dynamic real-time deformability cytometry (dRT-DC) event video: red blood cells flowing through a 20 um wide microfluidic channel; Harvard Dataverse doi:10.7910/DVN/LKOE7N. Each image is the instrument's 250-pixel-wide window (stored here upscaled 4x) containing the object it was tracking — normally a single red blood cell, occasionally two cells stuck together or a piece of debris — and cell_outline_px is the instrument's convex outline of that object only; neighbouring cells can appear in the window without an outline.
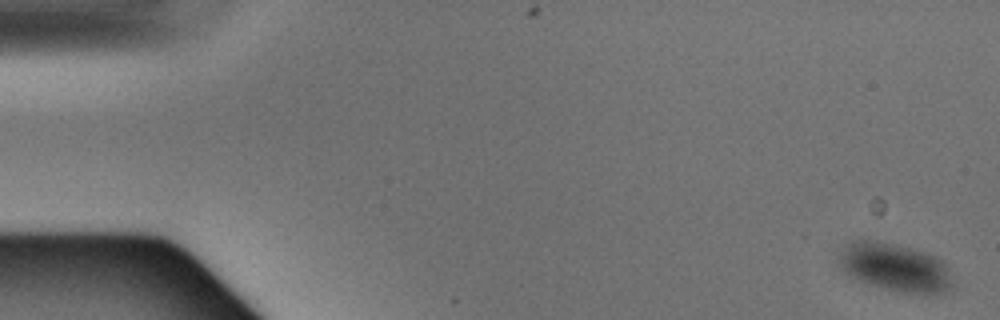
{"species": "Egyptian fruit bat (a non-hibernating species)", "species_latin": "Rousettus aegyptiacus", "temperature_condition": "warm", "stored_images_in_passage": 6, "camera_frame_rate_fps": 3000, "um_per_image_px": 0.085, "animal": {"sex": "male"}, "frame": {"image": 1, "passage_image": 1, "time_ms": 0.0, "image_size_px": [1000, 320], "cell_outline_px": [[952, 292], [928, 296], [900, 292], [868, 284], [856, 280], [844, 272], [840, 268], [836, 260], [836, 252], [844, 244], [852, 240], [868, 240], [896, 244], [912, 248], [936, 256], [948, 268], [952, 284]], "centroid_in_image_um": [76.03, 22.75], "position_along_channel_um": 9.0, "area_um2": 33.0}}
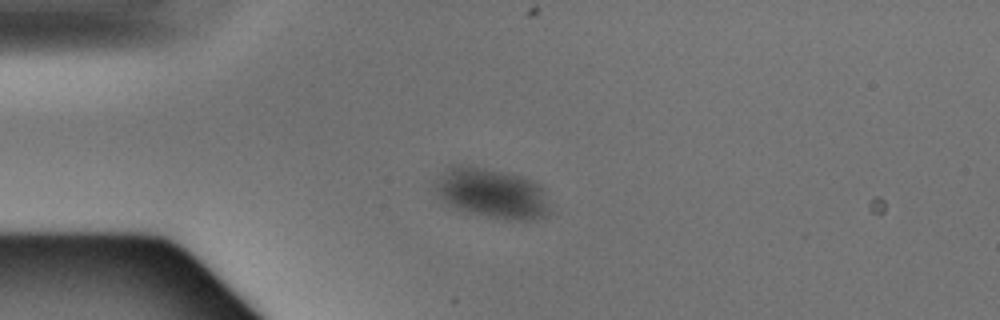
{"frame": {"image": 2, "passage_image": 4, "time_ms": 1.0, "image_size_px": [1000, 320], "cell_outline_px": [[548, 216], [532, 220], [516, 220], [488, 216], [452, 208], [444, 204], [436, 196], [432, 188], [432, 180], [448, 164], [468, 164], [508, 172], [532, 180], [540, 188], [548, 212]], "centroid_in_image_um": [41.6, 16.37], "position_along_channel_um": 43.4, "area_um2": 34.04}}
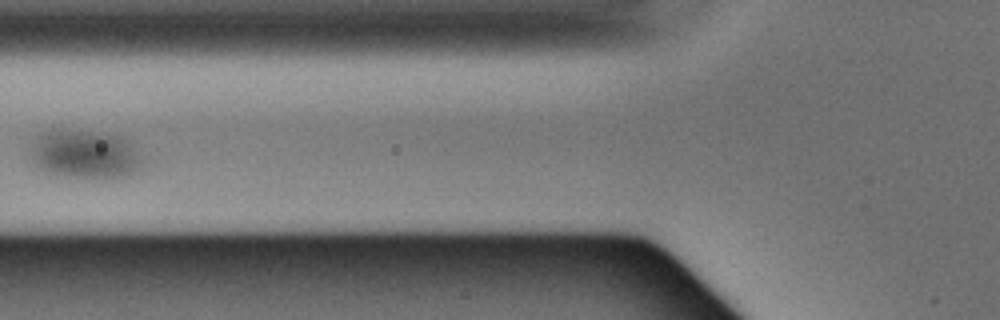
{"frame": {"image": 3, "passage_image": 6, "time_ms": 1.667, "image_size_px": [1000, 320], "cell_outline_px": [[144, 160], [140, 168], [136, 172], [128, 176], [116, 180], [88, 180], [56, 176], [44, 172], [36, 168], [32, 164], [28, 156], [28, 148], [36, 136], [40, 132], [52, 128], [68, 128], [100, 132], [124, 136], [136, 144]], "centroid_in_image_um": [7.19, 13.14], "position_along_channel_um": 118.6, "area_um2": 34.68}}